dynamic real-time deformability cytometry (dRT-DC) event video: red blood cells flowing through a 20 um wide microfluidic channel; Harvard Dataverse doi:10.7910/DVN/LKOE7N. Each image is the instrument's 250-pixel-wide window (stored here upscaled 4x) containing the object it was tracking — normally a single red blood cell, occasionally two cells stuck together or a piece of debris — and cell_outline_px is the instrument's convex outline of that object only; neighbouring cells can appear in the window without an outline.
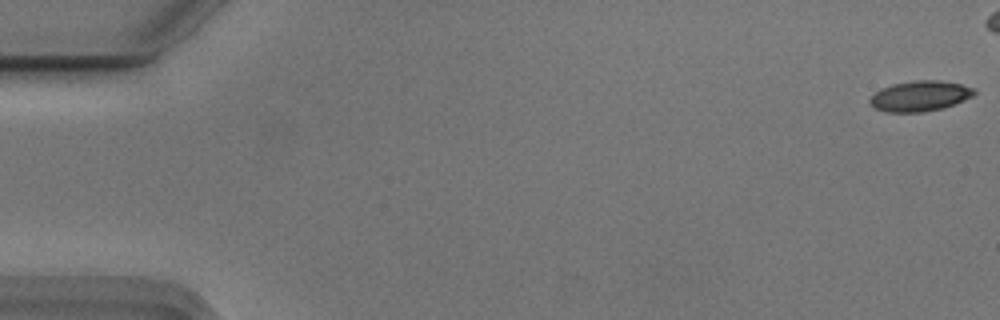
{"species": "Egyptian fruit bat (a non-hibernating species)", "species_latin": "Rousettus aegyptiacus", "temperature_condition": "cold", "stored_images_in_passage": 48, "camera_frame_rate_fps": 3000, "um_per_image_px": 0.085, "animal": {"sex": "male"}, "frame": {"image": 1, "passage_image": 1, "time_ms": 0.0, "image_size_px": [1000, 320], "cell_outline_px": [[976, 92], [972, 96], [964, 100], [944, 108], [920, 112], [888, 112], [876, 108], [868, 104], [868, 100], [880, 88], [892, 84], [916, 80], [940, 80], [960, 84], [976, 88]], "centroid_in_image_um": [78.19, 8.16], "position_along_channel_um": 6.8, "area_um2": 18.55}}
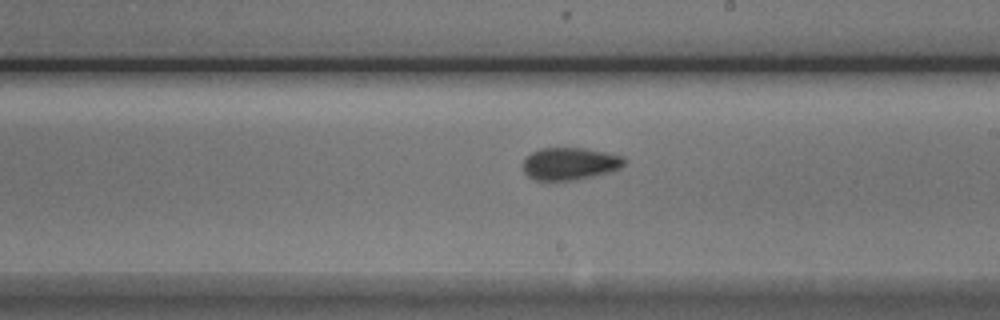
{"frame": {"image": 2, "passage_image": 32, "time_ms": 10.333, "image_size_px": [1000, 320], "cell_outline_px": [[624, 164], [620, 168], [612, 172], [576, 180], [536, 180], [528, 176], [524, 172], [524, 160], [532, 152], [540, 148], [584, 148], [624, 156]], "centroid_in_image_um": [48.46, 13.92], "position_along_channel_um": 240.5, "area_um2": 19.07}}
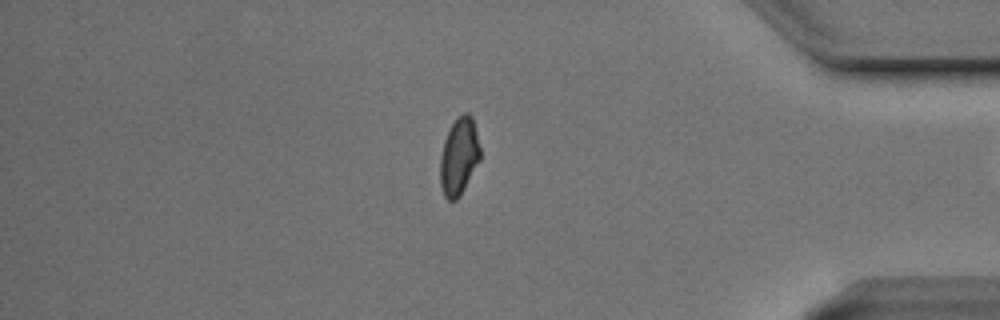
{"frame": {"image": 3, "passage_image": 47, "time_ms": 15.333, "image_size_px": [1000, 320], "cell_outline_px": [[480, 160], [460, 196], [456, 200], [448, 200], [444, 196], [440, 184], [440, 156], [444, 140], [452, 124], [464, 112], [468, 112], [472, 116], [480, 148]], "centroid_in_image_um": [39.01, 13.32], "position_along_channel_um": 396.2, "area_um2": 17.92}}